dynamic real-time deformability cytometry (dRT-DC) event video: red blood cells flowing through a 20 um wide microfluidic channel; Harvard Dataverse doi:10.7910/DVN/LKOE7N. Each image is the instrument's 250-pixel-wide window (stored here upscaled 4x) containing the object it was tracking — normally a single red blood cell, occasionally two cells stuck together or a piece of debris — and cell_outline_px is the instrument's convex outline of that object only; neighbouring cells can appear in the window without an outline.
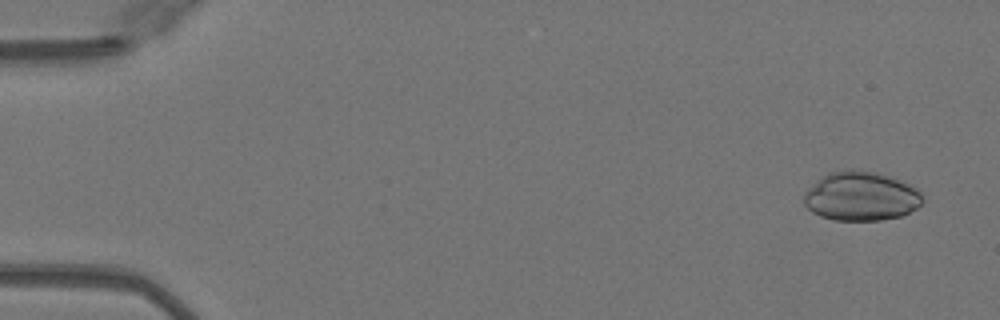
{"species": "Egyptian fruit bat (a non-hibernating species)", "species_latin": "Rousettus aegyptiacus", "temperature_condition": "warm", "stored_images_in_passage": 50, "camera_frame_rate_fps": 3000, "um_per_image_px": 0.085, "animal": {"sex": "female"}, "frame": {"image": 1, "passage_image": 2, "time_ms": 0.333, "image_size_px": [1000, 320], "cell_outline_px": [[924, 200], [916, 208], [900, 216], [880, 220], [832, 220], [820, 216], [812, 212], [804, 204], [804, 192], [812, 184], [828, 172], [852, 168], [876, 172], [900, 180], [916, 188], [920, 192]], "centroid_in_image_um": [73.16, 16.67], "position_along_channel_um": 11.8, "area_um2": 34.04}}
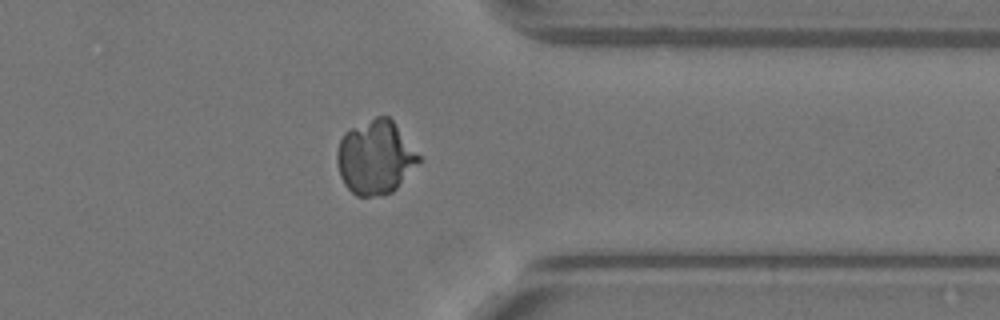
{"frame": {"image": 2, "passage_image": 39, "time_ms": 12.667, "image_size_px": [1000, 320], "cell_outline_px": [[420, 160], [396, 188], [392, 192], [380, 196], [356, 196], [344, 184], [340, 176], [336, 160], [336, 152], [340, 140], [344, 132], [376, 116], [388, 116], [392, 120], [420, 156]], "centroid_in_image_um": [31.87, 13.38], "position_along_channel_um": 379.5, "area_um2": 34.8}}
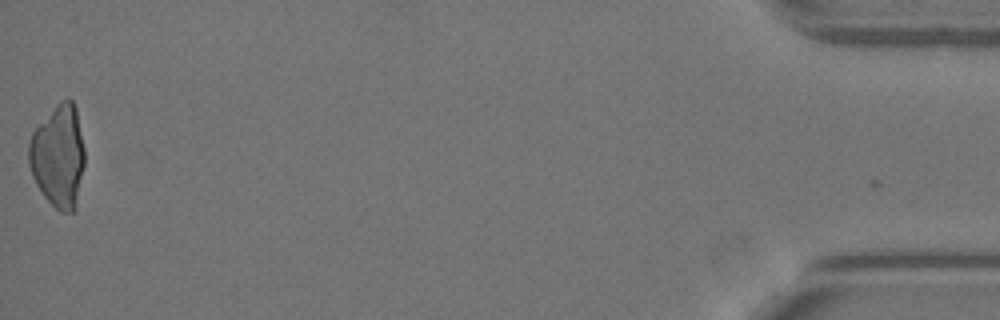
{"frame": {"image": 3, "passage_image": 49, "time_ms": 16.0, "image_size_px": [1000, 320], "cell_outline_px": [[84, 164], [76, 212], [60, 212], [44, 196], [36, 184], [32, 176], [28, 164], [28, 144], [32, 132], [56, 104], [60, 100], [68, 96], [72, 100], [76, 108], [84, 148]], "centroid_in_image_um": [4.96, 13.28], "position_along_channel_um": 430.2, "area_um2": 33.76}}